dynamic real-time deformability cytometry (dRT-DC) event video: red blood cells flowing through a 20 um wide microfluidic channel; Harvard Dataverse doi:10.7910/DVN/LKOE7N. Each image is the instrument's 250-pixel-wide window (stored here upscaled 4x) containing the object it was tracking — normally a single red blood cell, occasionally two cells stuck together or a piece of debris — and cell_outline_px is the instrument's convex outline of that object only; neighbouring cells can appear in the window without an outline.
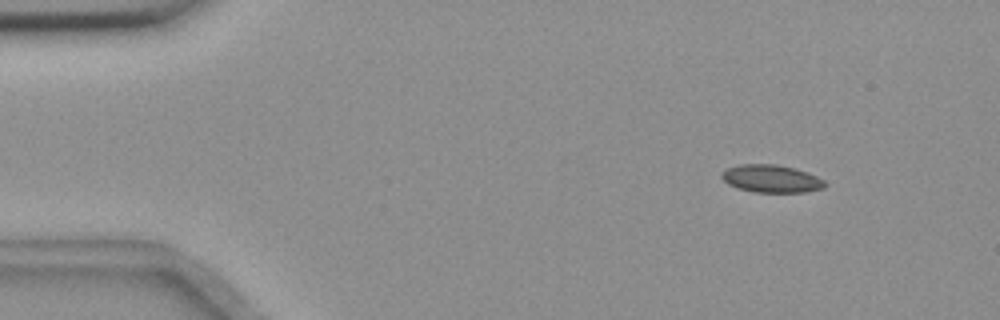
{"species": "common noctule bat (a hibernating species)", "species_latin": "Nyctalus noctula", "temperature_condition": "room temperature", "stored_images_in_passage": 56, "camera_frame_rate_fps": 3000, "um_per_image_px": 0.085, "animal": {"sex": "female", "body_mass_g": 18.4}, "frame": {"image": 1, "passage_image": 7, "time_ms": 2.0, "image_size_px": [1000, 320], "cell_outline_px": [[824, 188], [804, 192], [752, 192], [736, 188], [728, 184], [720, 176], [720, 172], [728, 168], [740, 164], [776, 164], [808, 172], [824, 180]], "centroid_in_image_um": [65.52, 15.19], "position_along_channel_um": 19.5, "area_um2": 16.65}}
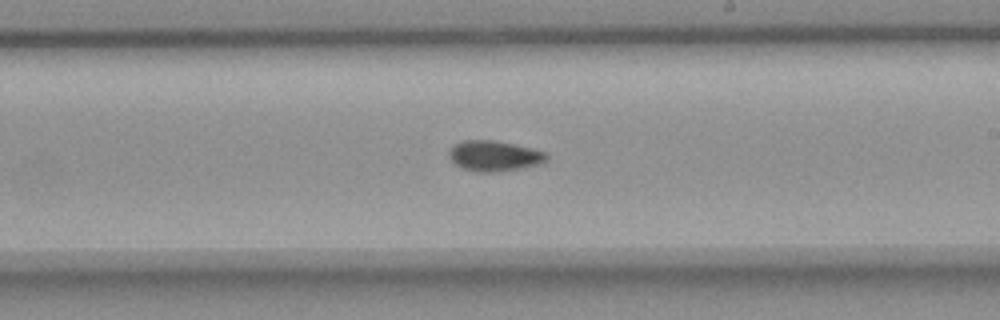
{"frame": {"image": 2, "passage_image": 33, "time_ms": 10.667, "image_size_px": [1000, 320], "cell_outline_px": [[548, 160], [540, 164], [520, 168], [496, 172], [476, 172], [460, 168], [448, 156], [448, 152], [452, 144], [460, 140], [492, 140], [532, 148], [544, 152], [548, 156]], "centroid_in_image_um": [41.96, 13.25], "position_along_channel_um": 247.0, "area_um2": 17.46}}
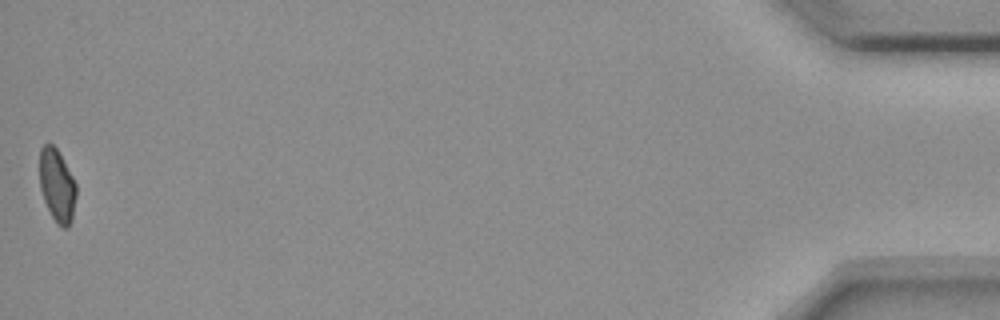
{"frame": {"image": 3, "passage_image": 56, "time_ms": 18.333, "image_size_px": [1000, 320], "cell_outline_px": [[76, 196], [72, 220], [68, 228], [60, 228], [56, 224], [44, 200], [40, 188], [40, 148], [44, 144], [52, 144], [56, 148], [72, 176], [76, 184]], "centroid_in_image_um": [4.85, 15.81], "position_along_channel_um": 430.3, "area_um2": 15.49}, "authors_computed_cell_mechanics": {"area_um2": 16.5308, "velocity_mm_per_s": 3.6542, "shape_relaxation_time_tau1_ms": 11.0438, "shape_relaxation_time_tau2_ms": 2.9811, "deformation_change_tau1": 0.1724, "deformation_change_tau2": 0.0749}}